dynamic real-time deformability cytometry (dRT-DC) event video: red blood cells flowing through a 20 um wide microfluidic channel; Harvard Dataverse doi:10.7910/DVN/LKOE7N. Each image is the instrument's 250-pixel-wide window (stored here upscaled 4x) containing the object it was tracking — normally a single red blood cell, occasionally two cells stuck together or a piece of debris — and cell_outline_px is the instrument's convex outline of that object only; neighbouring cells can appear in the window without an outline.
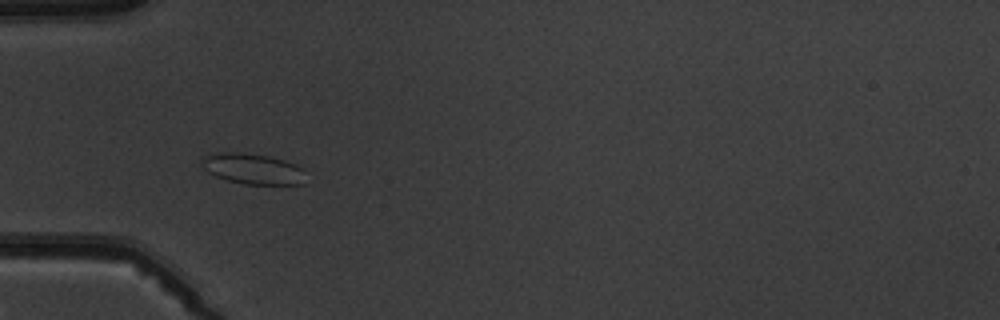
{"species": "common noctule bat (a hibernating species)", "species_latin": "Nyctalus noctula", "temperature_condition": "warm", "stored_images_in_passage": 10, "camera_frame_rate_fps": 3000, "um_per_image_px": 0.085, "animal": {"sex": "male", "body_mass_g": 19.5, "forearm_length_mm": 54.6}, "frame": {"image": 1, "passage_image": 6, "time_ms": 6.667, "image_size_px": [1000, 320], "cell_outline_px": [[304, 172], [300, 184], [244, 184], [228, 180], [216, 176], [208, 172], [200, 164], [200, 160], [204, 156], [220, 152], [236, 152], [268, 156], [284, 160], [296, 164]], "centroid_in_image_um": [21.42, 14.34], "position_along_channel_um": 63.6, "area_um2": 18.26}}
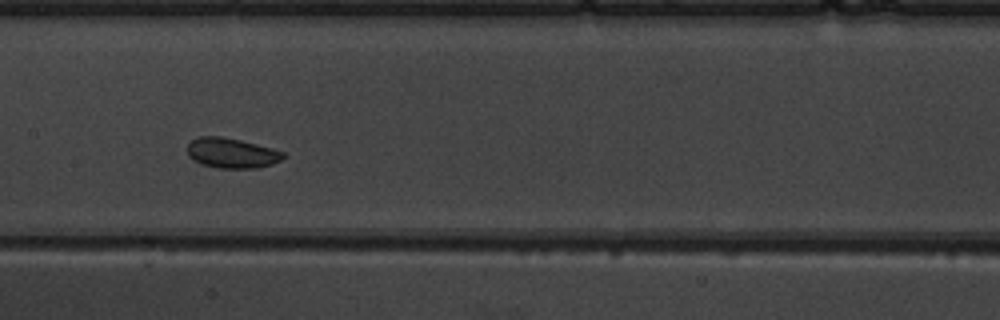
{"frame": {"image": 2, "passage_image": 9, "time_ms": 10.0, "image_size_px": [1000, 320], "cell_outline_px": [[284, 156], [280, 160], [272, 164], [256, 168], [220, 168], [200, 164], [192, 160], [188, 156], [188, 144], [196, 136], [220, 136], [240, 140], [272, 148], [284, 152]], "centroid_in_image_um": [19.65, 13.01], "position_along_channel_um": 187.7, "area_um2": 16.82}}
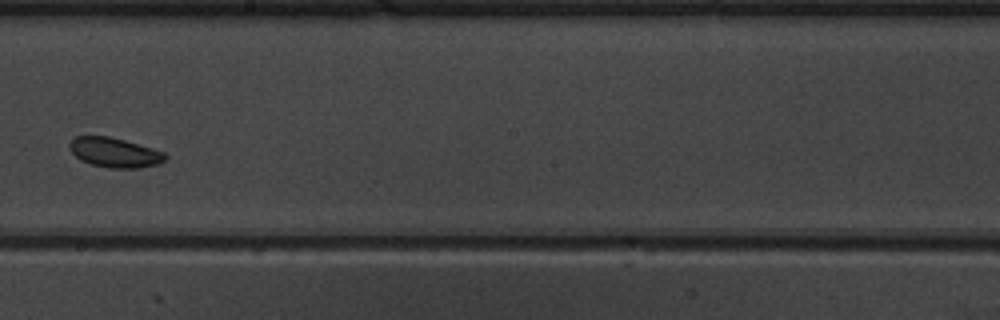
{"frame": {"image": 3, "passage_image": 10, "time_ms": 11.333, "image_size_px": [1000, 320], "cell_outline_px": [[168, 156], [160, 164], [140, 168], [108, 168], [92, 164], [80, 160], [68, 148], [68, 144], [76, 136], [108, 136], [124, 140], [152, 148], [164, 152]], "centroid_in_image_um": [9.75, 12.97], "position_along_channel_um": 238.5, "area_um2": 16.59}}